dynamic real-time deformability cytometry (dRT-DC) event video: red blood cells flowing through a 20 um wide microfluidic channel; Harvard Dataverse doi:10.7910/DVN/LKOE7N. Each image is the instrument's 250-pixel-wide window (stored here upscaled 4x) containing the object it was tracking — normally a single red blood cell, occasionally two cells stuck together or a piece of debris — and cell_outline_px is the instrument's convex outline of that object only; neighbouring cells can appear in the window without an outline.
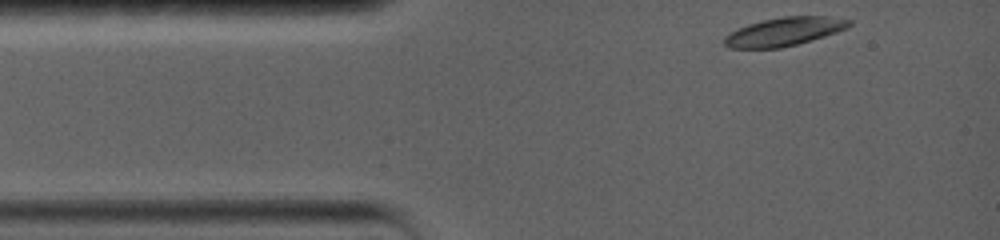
{"species": "common noctule bat (a hibernating species)", "species_latin": "Nyctalus noctula", "temperature_condition": "warm", "stored_images_in_passage": 31, "camera_frame_rate_fps": 5000, "um_per_image_px": 0.085, "animal": {"sex": "female", "body_mass_g": 19.0, "forearm_length_mm": 56.7}, "frame": {"image": 1, "passage_image": 1, "time_ms": 0.0, "image_size_px": [1000, 240], "cell_outline_px": [[852, 24], [848, 28], [812, 40], [780, 48], [728, 48], [724, 44], [724, 36], [748, 24], [764, 20], [784, 16], [828, 16], [852, 20]], "centroid_in_image_um": [66.68, 2.68], "position_along_channel_um": 18.3, "area_um2": 20.58}}
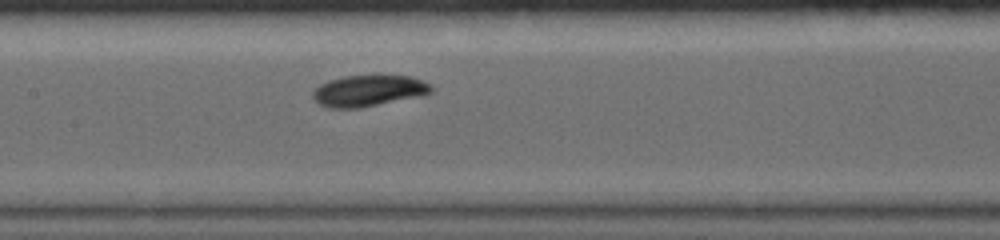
{"frame": {"image": 2, "passage_image": 14, "time_ms": 5.6, "image_size_px": [1000, 240], "cell_outline_px": [[432, 92], [420, 96], [360, 108], [328, 108], [320, 104], [312, 96], [312, 92], [320, 84], [328, 80], [344, 76], [376, 72], [380, 72], [408, 76], [432, 84]], "centroid_in_image_um": [31.34, 7.66], "position_along_channel_um": 176.1, "area_um2": 22.37}}
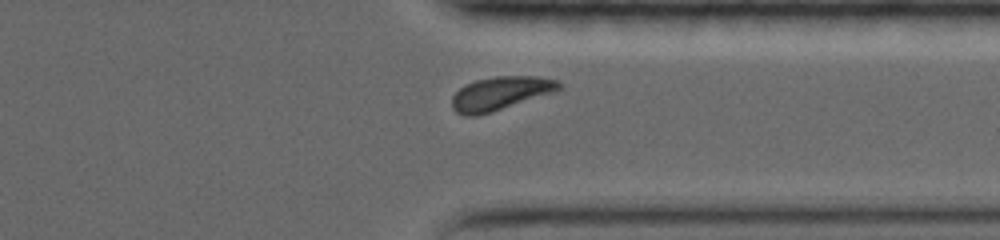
{"frame": {"image": 3, "passage_image": 27, "time_ms": 11.0, "image_size_px": [1000, 240], "cell_outline_px": [[560, 88], [556, 92], [492, 112], [476, 116], [468, 116], [456, 112], [452, 108], [452, 96], [460, 88], [476, 80], [496, 76], [536, 76], [556, 80], [560, 84]], "centroid_in_image_um": [42.54, 7.94], "position_along_channel_um": 368.9, "area_um2": 20.81}, "authors_computed_cell_mechanics": {"area_um2": 21.3282, "velocity_mm_per_s": 3.5605, "shape_relaxation_time_tau1_ms": 1.7585, "shape_relaxation_time_tau2_ms": null, "deformation_change_tau1": 0.0958, "deformation_change_tau2": null}}